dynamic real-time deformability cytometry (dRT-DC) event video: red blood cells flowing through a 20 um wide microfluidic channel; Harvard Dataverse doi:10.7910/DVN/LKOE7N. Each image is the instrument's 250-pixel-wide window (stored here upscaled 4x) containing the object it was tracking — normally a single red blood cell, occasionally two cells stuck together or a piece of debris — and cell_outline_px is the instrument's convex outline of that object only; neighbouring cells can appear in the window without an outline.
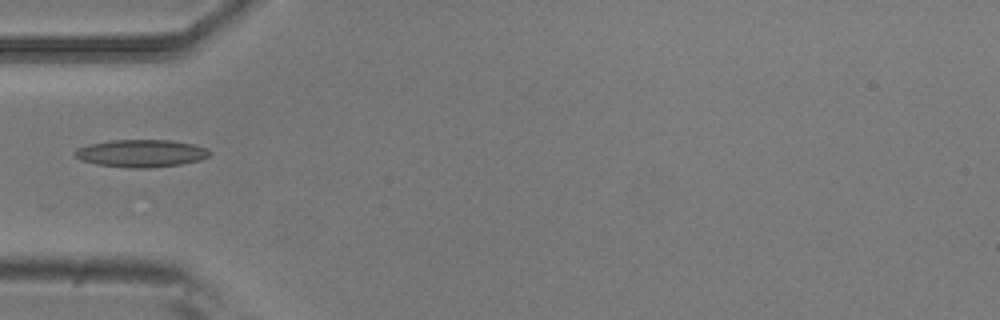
{"species": "common noctule bat (a hibernating species)", "species_latin": "Nyctalus noctula", "temperature_condition": "room temperature", "stored_images_in_passage": 5, "camera_frame_rate_fps": 3000, "um_per_image_px": 0.085, "animal": {"sex": "male", "body_mass_g": 20.5, "forearm_length_mm": 52.5}, "frame": {"image": 1, "passage_image": 4, "time_ms": 1.0, "image_size_px": [1000, 320], "cell_outline_px": [[212, 152], [208, 156], [200, 160], [180, 164], [148, 168], [128, 168], [96, 164], [80, 160], [72, 152], [76, 148], [88, 144], [112, 140], [172, 140], [196, 144], [208, 148]], "centroid_in_image_um": [12.0, 13.02], "position_along_channel_um": 73.0, "area_um2": 21.85}}
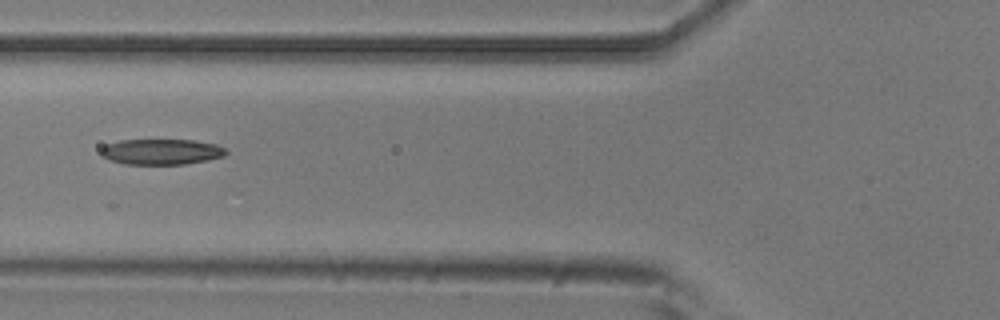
{"frame": {"image": 2, "passage_image": 5, "time_ms": 1.333, "image_size_px": [1000, 320], "cell_outline_px": [[228, 152], [224, 156], [208, 160], [184, 164], [124, 164], [108, 160], [100, 156], [100, 148], [104, 144], [120, 140], [192, 140], [216, 144], [224, 148]], "centroid_in_image_um": [13.65, 12.9], "position_along_channel_um": 112.1, "area_um2": 18.9}}